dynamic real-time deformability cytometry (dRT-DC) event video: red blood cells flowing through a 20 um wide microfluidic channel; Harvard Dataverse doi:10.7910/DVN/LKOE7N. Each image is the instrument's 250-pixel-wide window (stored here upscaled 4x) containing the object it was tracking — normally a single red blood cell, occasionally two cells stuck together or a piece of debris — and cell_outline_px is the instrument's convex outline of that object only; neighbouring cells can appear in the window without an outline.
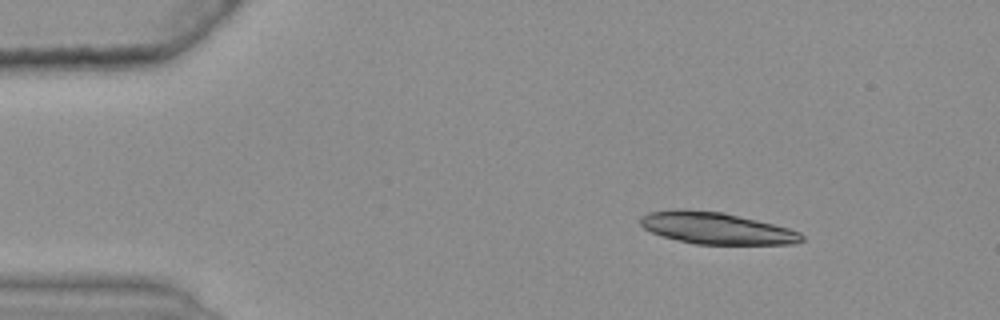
{"species": "common noctule bat (a hibernating species)", "species_latin": "Nyctalus noctula", "temperature_condition": "warm", "stored_images_in_passage": 14, "camera_frame_rate_fps": 3000, "um_per_image_px": 0.085, "animal": {"sex": "female", "body_mass_g": 25.1}, "frame": {"image": 1, "passage_image": 1, "time_ms": 0.0, "image_size_px": [1000, 320], "cell_outline_px": [[804, 240], [796, 244], [696, 244], [664, 236], [652, 232], [644, 228], [640, 224], [640, 216], [648, 212], [672, 208], [684, 208], [724, 212], [788, 228], [800, 232], [804, 236]], "centroid_in_image_um": [60.87, 19.38], "position_along_channel_um": 24.1, "area_um2": 29.94}}